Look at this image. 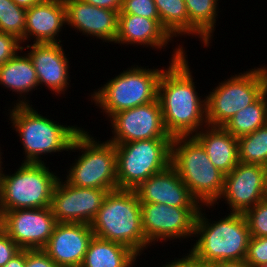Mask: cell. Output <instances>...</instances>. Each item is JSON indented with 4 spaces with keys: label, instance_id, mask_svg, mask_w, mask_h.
I'll return each instance as SVG.
<instances>
[{
    "label": "cell",
    "instance_id": "3957f363",
    "mask_svg": "<svg viewBox=\"0 0 267 267\" xmlns=\"http://www.w3.org/2000/svg\"><path fill=\"white\" fill-rule=\"evenodd\" d=\"M90 225L95 237L122 244L138 257L150 246L142 229L141 203L134 190L109 191Z\"/></svg>",
    "mask_w": 267,
    "mask_h": 267
},
{
    "label": "cell",
    "instance_id": "30bf717a",
    "mask_svg": "<svg viewBox=\"0 0 267 267\" xmlns=\"http://www.w3.org/2000/svg\"><path fill=\"white\" fill-rule=\"evenodd\" d=\"M234 75L219 82V86L204 96L207 124L210 126H224L238 111L263 94L261 66Z\"/></svg>",
    "mask_w": 267,
    "mask_h": 267
},
{
    "label": "cell",
    "instance_id": "ac0fdd59",
    "mask_svg": "<svg viewBox=\"0 0 267 267\" xmlns=\"http://www.w3.org/2000/svg\"><path fill=\"white\" fill-rule=\"evenodd\" d=\"M67 25L103 42L115 43L118 34V12L99 8L82 0H63Z\"/></svg>",
    "mask_w": 267,
    "mask_h": 267
},
{
    "label": "cell",
    "instance_id": "7402d4cb",
    "mask_svg": "<svg viewBox=\"0 0 267 267\" xmlns=\"http://www.w3.org/2000/svg\"><path fill=\"white\" fill-rule=\"evenodd\" d=\"M193 137L202 145L211 163L223 174L230 173L239 163L238 139L223 126L206 125Z\"/></svg>",
    "mask_w": 267,
    "mask_h": 267
},
{
    "label": "cell",
    "instance_id": "7a4b0ae2",
    "mask_svg": "<svg viewBox=\"0 0 267 267\" xmlns=\"http://www.w3.org/2000/svg\"><path fill=\"white\" fill-rule=\"evenodd\" d=\"M202 206L195 221L196 243L189 252L203 265L245 260L251 238L246 218L230 213L218 221L206 218ZM210 221V222H209Z\"/></svg>",
    "mask_w": 267,
    "mask_h": 267
},
{
    "label": "cell",
    "instance_id": "5bb4252c",
    "mask_svg": "<svg viewBox=\"0 0 267 267\" xmlns=\"http://www.w3.org/2000/svg\"><path fill=\"white\" fill-rule=\"evenodd\" d=\"M108 193L109 190L75 187L59 178L50 207L57 223L91 224Z\"/></svg>",
    "mask_w": 267,
    "mask_h": 267
},
{
    "label": "cell",
    "instance_id": "d6a6232c",
    "mask_svg": "<svg viewBox=\"0 0 267 267\" xmlns=\"http://www.w3.org/2000/svg\"><path fill=\"white\" fill-rule=\"evenodd\" d=\"M20 44L21 40L14 35L0 32V66L25 49Z\"/></svg>",
    "mask_w": 267,
    "mask_h": 267
},
{
    "label": "cell",
    "instance_id": "ee69618b",
    "mask_svg": "<svg viewBox=\"0 0 267 267\" xmlns=\"http://www.w3.org/2000/svg\"><path fill=\"white\" fill-rule=\"evenodd\" d=\"M265 198L267 199V184H266V195H265Z\"/></svg>",
    "mask_w": 267,
    "mask_h": 267
},
{
    "label": "cell",
    "instance_id": "2e32d148",
    "mask_svg": "<svg viewBox=\"0 0 267 267\" xmlns=\"http://www.w3.org/2000/svg\"><path fill=\"white\" fill-rule=\"evenodd\" d=\"M93 236L90 224L57 223L42 250L59 267H81Z\"/></svg>",
    "mask_w": 267,
    "mask_h": 267
},
{
    "label": "cell",
    "instance_id": "e575fe53",
    "mask_svg": "<svg viewBox=\"0 0 267 267\" xmlns=\"http://www.w3.org/2000/svg\"><path fill=\"white\" fill-rule=\"evenodd\" d=\"M25 267H59L42 249L25 250Z\"/></svg>",
    "mask_w": 267,
    "mask_h": 267
},
{
    "label": "cell",
    "instance_id": "60d3db41",
    "mask_svg": "<svg viewBox=\"0 0 267 267\" xmlns=\"http://www.w3.org/2000/svg\"><path fill=\"white\" fill-rule=\"evenodd\" d=\"M262 83H263V94L267 99V67H262Z\"/></svg>",
    "mask_w": 267,
    "mask_h": 267
},
{
    "label": "cell",
    "instance_id": "ba28073f",
    "mask_svg": "<svg viewBox=\"0 0 267 267\" xmlns=\"http://www.w3.org/2000/svg\"><path fill=\"white\" fill-rule=\"evenodd\" d=\"M45 165L22 162L13 174L3 173L0 179V216L15 209L50 207L59 177Z\"/></svg>",
    "mask_w": 267,
    "mask_h": 267
},
{
    "label": "cell",
    "instance_id": "f35d334b",
    "mask_svg": "<svg viewBox=\"0 0 267 267\" xmlns=\"http://www.w3.org/2000/svg\"><path fill=\"white\" fill-rule=\"evenodd\" d=\"M209 267H251L245 260L214 262Z\"/></svg>",
    "mask_w": 267,
    "mask_h": 267
},
{
    "label": "cell",
    "instance_id": "4dcf8cb0",
    "mask_svg": "<svg viewBox=\"0 0 267 267\" xmlns=\"http://www.w3.org/2000/svg\"><path fill=\"white\" fill-rule=\"evenodd\" d=\"M118 14L160 19L154 0H123L122 9Z\"/></svg>",
    "mask_w": 267,
    "mask_h": 267
},
{
    "label": "cell",
    "instance_id": "1f68e13d",
    "mask_svg": "<svg viewBox=\"0 0 267 267\" xmlns=\"http://www.w3.org/2000/svg\"><path fill=\"white\" fill-rule=\"evenodd\" d=\"M245 261L251 267L267 263V237H251Z\"/></svg>",
    "mask_w": 267,
    "mask_h": 267
},
{
    "label": "cell",
    "instance_id": "9c48e42d",
    "mask_svg": "<svg viewBox=\"0 0 267 267\" xmlns=\"http://www.w3.org/2000/svg\"><path fill=\"white\" fill-rule=\"evenodd\" d=\"M172 139H146L116 147L117 189L135 190L171 164Z\"/></svg>",
    "mask_w": 267,
    "mask_h": 267
},
{
    "label": "cell",
    "instance_id": "836d02e7",
    "mask_svg": "<svg viewBox=\"0 0 267 267\" xmlns=\"http://www.w3.org/2000/svg\"><path fill=\"white\" fill-rule=\"evenodd\" d=\"M21 250L22 249L0 227V267H3Z\"/></svg>",
    "mask_w": 267,
    "mask_h": 267
},
{
    "label": "cell",
    "instance_id": "d6986e66",
    "mask_svg": "<svg viewBox=\"0 0 267 267\" xmlns=\"http://www.w3.org/2000/svg\"><path fill=\"white\" fill-rule=\"evenodd\" d=\"M60 43L26 44V49L36 71L39 86L43 84L56 95L69 87V61ZM58 93V94H57Z\"/></svg>",
    "mask_w": 267,
    "mask_h": 267
},
{
    "label": "cell",
    "instance_id": "d4e9b609",
    "mask_svg": "<svg viewBox=\"0 0 267 267\" xmlns=\"http://www.w3.org/2000/svg\"><path fill=\"white\" fill-rule=\"evenodd\" d=\"M189 19V36H198L202 44L208 47L213 38L216 18H218L219 0H184Z\"/></svg>",
    "mask_w": 267,
    "mask_h": 267
},
{
    "label": "cell",
    "instance_id": "7c38bea8",
    "mask_svg": "<svg viewBox=\"0 0 267 267\" xmlns=\"http://www.w3.org/2000/svg\"><path fill=\"white\" fill-rule=\"evenodd\" d=\"M109 121L114 136L108 141L113 144L146 139H173L165 128L158 99L115 113Z\"/></svg>",
    "mask_w": 267,
    "mask_h": 267
},
{
    "label": "cell",
    "instance_id": "8992f818",
    "mask_svg": "<svg viewBox=\"0 0 267 267\" xmlns=\"http://www.w3.org/2000/svg\"><path fill=\"white\" fill-rule=\"evenodd\" d=\"M164 69H149L134 65L112 77L91 96L107 117L157 100L158 83Z\"/></svg>",
    "mask_w": 267,
    "mask_h": 267
},
{
    "label": "cell",
    "instance_id": "ab89813d",
    "mask_svg": "<svg viewBox=\"0 0 267 267\" xmlns=\"http://www.w3.org/2000/svg\"><path fill=\"white\" fill-rule=\"evenodd\" d=\"M15 4L25 9L31 8L41 0H12Z\"/></svg>",
    "mask_w": 267,
    "mask_h": 267
},
{
    "label": "cell",
    "instance_id": "277c9868",
    "mask_svg": "<svg viewBox=\"0 0 267 267\" xmlns=\"http://www.w3.org/2000/svg\"><path fill=\"white\" fill-rule=\"evenodd\" d=\"M33 105H14L9 112L10 123L14 126L25 151L23 163H44L42 155L69 151L76 135L83 129L59 124L38 114Z\"/></svg>",
    "mask_w": 267,
    "mask_h": 267
},
{
    "label": "cell",
    "instance_id": "74e56055",
    "mask_svg": "<svg viewBox=\"0 0 267 267\" xmlns=\"http://www.w3.org/2000/svg\"><path fill=\"white\" fill-rule=\"evenodd\" d=\"M3 267H25V250H21L12 259H10Z\"/></svg>",
    "mask_w": 267,
    "mask_h": 267
},
{
    "label": "cell",
    "instance_id": "e0dca14e",
    "mask_svg": "<svg viewBox=\"0 0 267 267\" xmlns=\"http://www.w3.org/2000/svg\"><path fill=\"white\" fill-rule=\"evenodd\" d=\"M140 203H158L173 207H201L189 188L170 164L153 174L135 190Z\"/></svg>",
    "mask_w": 267,
    "mask_h": 267
},
{
    "label": "cell",
    "instance_id": "9a60e30c",
    "mask_svg": "<svg viewBox=\"0 0 267 267\" xmlns=\"http://www.w3.org/2000/svg\"><path fill=\"white\" fill-rule=\"evenodd\" d=\"M267 184V167L258 164L239 162L225 175L223 198L229 206L230 213L244 214L258 202L265 199Z\"/></svg>",
    "mask_w": 267,
    "mask_h": 267
},
{
    "label": "cell",
    "instance_id": "4fadbf2b",
    "mask_svg": "<svg viewBox=\"0 0 267 267\" xmlns=\"http://www.w3.org/2000/svg\"><path fill=\"white\" fill-rule=\"evenodd\" d=\"M56 224L51 207L15 209L0 216V227L22 250L43 249Z\"/></svg>",
    "mask_w": 267,
    "mask_h": 267
},
{
    "label": "cell",
    "instance_id": "b9f144b4",
    "mask_svg": "<svg viewBox=\"0 0 267 267\" xmlns=\"http://www.w3.org/2000/svg\"><path fill=\"white\" fill-rule=\"evenodd\" d=\"M1 148V147H0ZM2 152H1V150H0V179H1V176L3 175V171L2 170H4V167H2Z\"/></svg>",
    "mask_w": 267,
    "mask_h": 267
},
{
    "label": "cell",
    "instance_id": "6da1fadb",
    "mask_svg": "<svg viewBox=\"0 0 267 267\" xmlns=\"http://www.w3.org/2000/svg\"><path fill=\"white\" fill-rule=\"evenodd\" d=\"M177 47L173 49L168 68L160 76L157 96L165 128L172 138L193 136L208 125L206 99H201L196 92L183 45Z\"/></svg>",
    "mask_w": 267,
    "mask_h": 267
},
{
    "label": "cell",
    "instance_id": "f1b7e54d",
    "mask_svg": "<svg viewBox=\"0 0 267 267\" xmlns=\"http://www.w3.org/2000/svg\"><path fill=\"white\" fill-rule=\"evenodd\" d=\"M26 10L12 0H0V32L14 35L24 43Z\"/></svg>",
    "mask_w": 267,
    "mask_h": 267
},
{
    "label": "cell",
    "instance_id": "7bdbcfd3",
    "mask_svg": "<svg viewBox=\"0 0 267 267\" xmlns=\"http://www.w3.org/2000/svg\"><path fill=\"white\" fill-rule=\"evenodd\" d=\"M259 267H267V263L260 265Z\"/></svg>",
    "mask_w": 267,
    "mask_h": 267
},
{
    "label": "cell",
    "instance_id": "44dd1931",
    "mask_svg": "<svg viewBox=\"0 0 267 267\" xmlns=\"http://www.w3.org/2000/svg\"><path fill=\"white\" fill-rule=\"evenodd\" d=\"M173 38L162 27L160 19H149L131 14H118V34L115 43L143 45L162 49ZM171 40V41H170Z\"/></svg>",
    "mask_w": 267,
    "mask_h": 267
},
{
    "label": "cell",
    "instance_id": "603a6c76",
    "mask_svg": "<svg viewBox=\"0 0 267 267\" xmlns=\"http://www.w3.org/2000/svg\"><path fill=\"white\" fill-rule=\"evenodd\" d=\"M0 85L19 94L13 105H30L26 95L39 86L33 63L27 53L20 56L18 53L0 66ZM29 92V93H28Z\"/></svg>",
    "mask_w": 267,
    "mask_h": 267
},
{
    "label": "cell",
    "instance_id": "f546056e",
    "mask_svg": "<svg viewBox=\"0 0 267 267\" xmlns=\"http://www.w3.org/2000/svg\"><path fill=\"white\" fill-rule=\"evenodd\" d=\"M251 237H267V199L258 202L243 214Z\"/></svg>",
    "mask_w": 267,
    "mask_h": 267
},
{
    "label": "cell",
    "instance_id": "8d00e7d4",
    "mask_svg": "<svg viewBox=\"0 0 267 267\" xmlns=\"http://www.w3.org/2000/svg\"><path fill=\"white\" fill-rule=\"evenodd\" d=\"M90 5L97 6L99 8H107L118 13L122 9L123 0H82Z\"/></svg>",
    "mask_w": 267,
    "mask_h": 267
},
{
    "label": "cell",
    "instance_id": "83f0119b",
    "mask_svg": "<svg viewBox=\"0 0 267 267\" xmlns=\"http://www.w3.org/2000/svg\"><path fill=\"white\" fill-rule=\"evenodd\" d=\"M239 162L267 167V124L238 138Z\"/></svg>",
    "mask_w": 267,
    "mask_h": 267
},
{
    "label": "cell",
    "instance_id": "5b68a950",
    "mask_svg": "<svg viewBox=\"0 0 267 267\" xmlns=\"http://www.w3.org/2000/svg\"><path fill=\"white\" fill-rule=\"evenodd\" d=\"M171 165L202 206L210 209V206L219 203L225 174L211 163L206 151L193 136L172 139Z\"/></svg>",
    "mask_w": 267,
    "mask_h": 267
},
{
    "label": "cell",
    "instance_id": "d590c367",
    "mask_svg": "<svg viewBox=\"0 0 267 267\" xmlns=\"http://www.w3.org/2000/svg\"><path fill=\"white\" fill-rule=\"evenodd\" d=\"M186 255V256H185ZM182 258H176L168 264L163 265L162 267H203V265L190 253L188 252Z\"/></svg>",
    "mask_w": 267,
    "mask_h": 267
},
{
    "label": "cell",
    "instance_id": "52a82bcc",
    "mask_svg": "<svg viewBox=\"0 0 267 267\" xmlns=\"http://www.w3.org/2000/svg\"><path fill=\"white\" fill-rule=\"evenodd\" d=\"M88 133L83 128L74 138L70 151L82 150L83 153L70 165L65 179L75 187L116 190L115 144L97 141Z\"/></svg>",
    "mask_w": 267,
    "mask_h": 267
},
{
    "label": "cell",
    "instance_id": "cb8c5ba5",
    "mask_svg": "<svg viewBox=\"0 0 267 267\" xmlns=\"http://www.w3.org/2000/svg\"><path fill=\"white\" fill-rule=\"evenodd\" d=\"M137 256L122 244L93 236L81 267H133Z\"/></svg>",
    "mask_w": 267,
    "mask_h": 267
},
{
    "label": "cell",
    "instance_id": "484cf974",
    "mask_svg": "<svg viewBox=\"0 0 267 267\" xmlns=\"http://www.w3.org/2000/svg\"><path fill=\"white\" fill-rule=\"evenodd\" d=\"M267 124V99L262 94L255 102L238 111L223 126L237 139Z\"/></svg>",
    "mask_w": 267,
    "mask_h": 267
},
{
    "label": "cell",
    "instance_id": "ffe728a7",
    "mask_svg": "<svg viewBox=\"0 0 267 267\" xmlns=\"http://www.w3.org/2000/svg\"><path fill=\"white\" fill-rule=\"evenodd\" d=\"M65 23L63 0H41L26 10L24 42L33 38V43H61L57 37Z\"/></svg>",
    "mask_w": 267,
    "mask_h": 267
},
{
    "label": "cell",
    "instance_id": "8fae6325",
    "mask_svg": "<svg viewBox=\"0 0 267 267\" xmlns=\"http://www.w3.org/2000/svg\"><path fill=\"white\" fill-rule=\"evenodd\" d=\"M201 207H173L141 203L142 229L150 244L194 236L195 221ZM163 240V241H162Z\"/></svg>",
    "mask_w": 267,
    "mask_h": 267
},
{
    "label": "cell",
    "instance_id": "4316f807",
    "mask_svg": "<svg viewBox=\"0 0 267 267\" xmlns=\"http://www.w3.org/2000/svg\"><path fill=\"white\" fill-rule=\"evenodd\" d=\"M162 27L173 38L188 34L189 19L184 0H154Z\"/></svg>",
    "mask_w": 267,
    "mask_h": 267
}]
</instances>
